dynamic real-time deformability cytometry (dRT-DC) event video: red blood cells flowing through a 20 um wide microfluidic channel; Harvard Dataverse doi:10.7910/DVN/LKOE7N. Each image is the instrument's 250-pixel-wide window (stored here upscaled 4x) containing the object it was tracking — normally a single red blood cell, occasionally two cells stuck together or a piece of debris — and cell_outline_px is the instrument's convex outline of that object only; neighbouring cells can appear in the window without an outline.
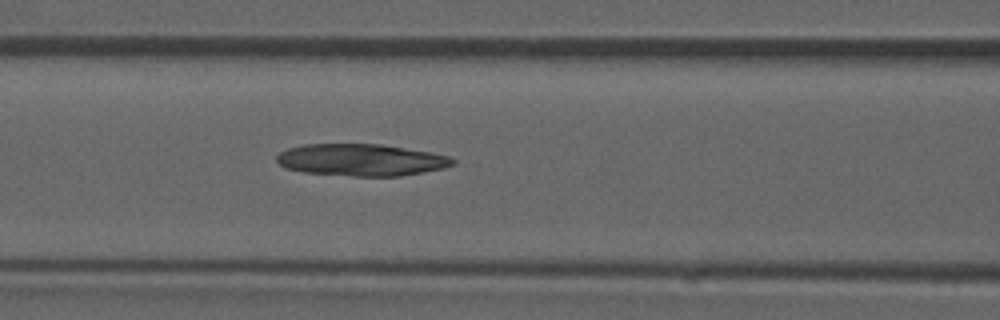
{"species": "common noctule bat (a hibernating species)", "species_latin": "Nyctalus noctula", "temperature_condition": "room temperature", "stored_images_in_passage": 42, "camera_frame_rate_fps": 3000, "um_per_image_px": 0.085, "animal": {"sex": "male", "forearm_length_mm": 52.5}, "frame": {"image": 1, "passage_image": 12, "time_ms": 3.667, "image_size_px": [1000, 320], "cell_outline_px": [[456, 164], [444, 168], [400, 176], [352, 176], [304, 172], [284, 168], [276, 160], [276, 156], [280, 152], [288, 148], [304, 144], [380, 144], [428, 152], [448, 156], [456, 160]], "centroid_in_image_um": [30.68, 13.59], "position_along_channel_um": 135.9, "area_um2": 32.71}}